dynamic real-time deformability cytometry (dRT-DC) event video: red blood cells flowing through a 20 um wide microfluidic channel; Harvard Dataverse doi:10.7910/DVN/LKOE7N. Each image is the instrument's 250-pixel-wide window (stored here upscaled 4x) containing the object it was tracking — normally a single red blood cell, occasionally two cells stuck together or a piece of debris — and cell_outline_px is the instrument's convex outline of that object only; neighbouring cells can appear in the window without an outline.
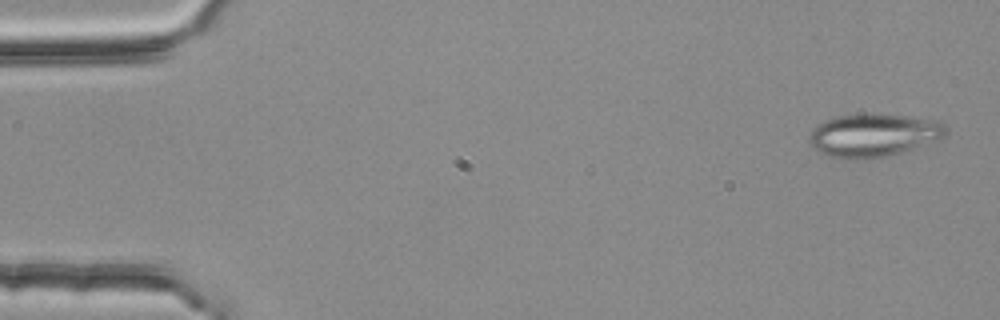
{"species": "common noctule bat (a hibernating species)", "species_latin": "Nyctalus noctula", "temperature_condition": "room temperature", "stored_images_in_passage": 3, "camera_frame_rate_fps": 3000, "um_per_image_px": 0.085, "animal": {"sex": "female", "body_mass_g": 25.1}, "frame": {"image": 1, "passage_image": 1, "time_ms": 0.0, "image_size_px": [1000, 320], "cell_outline_px": [[948, 132], [944, 136], [904, 152], [884, 156], [832, 156], [816, 152], [808, 144], [808, 136], [812, 128], [816, 124], [824, 120], [840, 116], [860, 112], [868, 112], [940, 120], [948, 128]], "centroid_in_image_um": [74.22, 11.43], "position_along_channel_um": 10.8, "area_um2": 34.1}}